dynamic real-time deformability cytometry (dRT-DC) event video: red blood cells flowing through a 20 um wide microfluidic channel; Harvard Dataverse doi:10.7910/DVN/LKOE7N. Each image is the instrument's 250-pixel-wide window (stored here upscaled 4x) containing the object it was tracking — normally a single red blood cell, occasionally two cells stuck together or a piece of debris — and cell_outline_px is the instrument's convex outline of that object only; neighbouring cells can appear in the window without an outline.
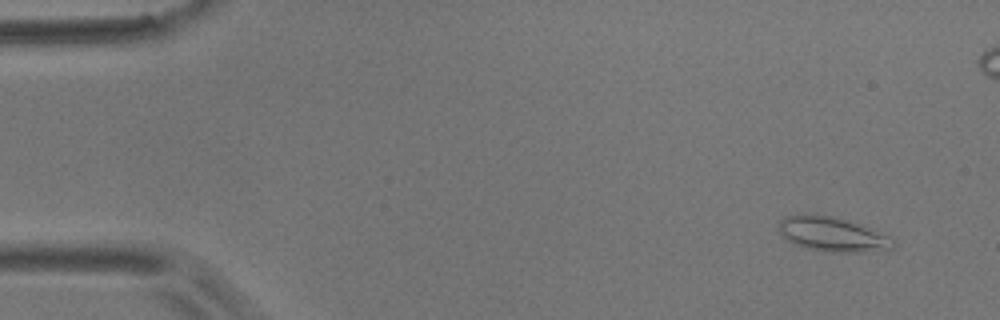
{"species": "common noctule bat (a hibernating species)", "species_latin": "Nyctalus noctula", "temperature_condition": "room temperature", "stored_images_in_passage": 6, "camera_frame_rate_fps": 3000, "um_per_image_px": 0.085, "animal": {"sex": "male", "body_mass_g": 17.9}, "frame": {"image": 1, "passage_image": 1, "time_ms": 0.0, "image_size_px": [1000, 320], "cell_outline_px": [[896, 244], [888, 252], [832, 252], [804, 248], [792, 244], [780, 236], [776, 224], [784, 216], [808, 212], [836, 216], [872, 228], [896, 240]], "centroid_in_image_um": [70.74, 19.9], "position_along_channel_um": 14.3, "area_um2": 24.22}}